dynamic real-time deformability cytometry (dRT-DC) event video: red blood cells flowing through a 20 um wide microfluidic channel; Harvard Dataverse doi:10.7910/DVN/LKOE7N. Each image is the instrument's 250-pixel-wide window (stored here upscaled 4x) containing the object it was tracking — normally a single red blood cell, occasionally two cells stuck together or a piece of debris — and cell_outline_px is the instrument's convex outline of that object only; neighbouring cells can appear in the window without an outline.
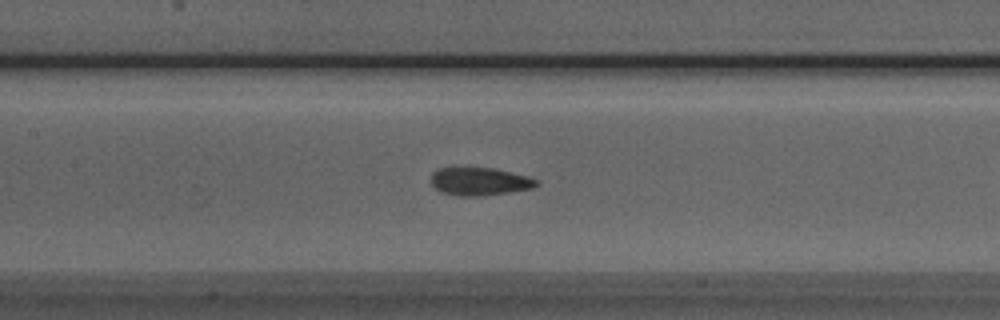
{"species": "Egyptian fruit bat (a non-hibernating species)", "species_latin": "Rousettus aegyptiacus", "temperature_condition": "room temperature", "stored_images_in_passage": 38, "camera_frame_rate_fps": 3000, "um_per_image_px": 0.085, "animal": {"sex": "male"}, "frame": {"image": 1, "passage_image": 20, "time_ms": 6.333, "image_size_px": [1000, 320], "cell_outline_px": [[540, 184], [532, 188], [484, 196], [460, 196], [440, 192], [432, 184], [432, 172], [436, 168], [452, 164], [456, 164], [492, 168], [528, 176], [540, 180]], "centroid_in_image_um": [40.71, 15.37], "position_along_channel_um": 166.7, "area_um2": 18.03}}
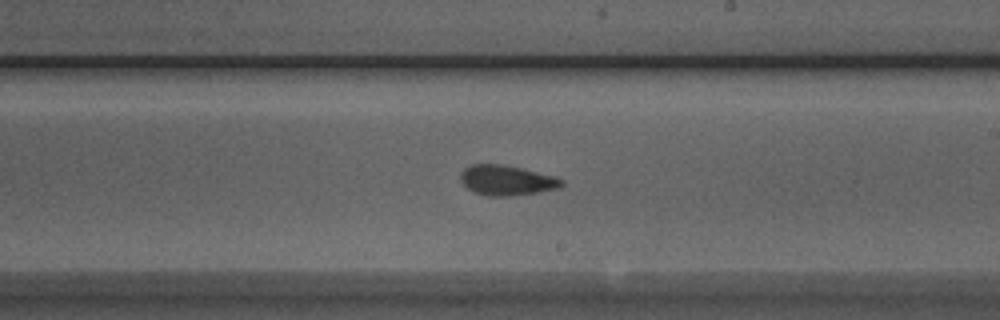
{"frame": {"image": 2, "passage_image": 26, "time_ms": 8.333, "image_size_px": [1000, 320], "cell_outline_px": [[564, 184], [560, 188], [536, 192], [508, 196], [488, 196], [472, 192], [460, 180], [460, 172], [464, 168], [472, 164], [500, 164], [520, 168], [556, 176], [564, 180]], "centroid_in_image_um": [43.06, 15.32], "position_along_channel_um": 245.9, "area_um2": 17.74}}
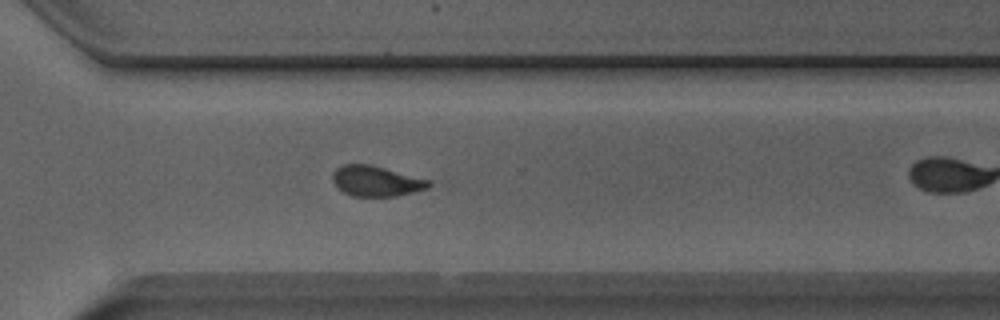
{"frame": {"image": 3, "passage_image": 33, "time_ms": 10.667, "image_size_px": [1000, 320], "cell_outline_px": [[452, 184], [448, 188], [396, 196], [352, 196], [344, 192], [332, 180], [332, 172], [336, 168], [344, 164], [372, 164], [452, 180]], "centroid_in_image_um": [32.64, 15.38], "position_along_channel_um": 338.0, "area_um2": 20.06}}